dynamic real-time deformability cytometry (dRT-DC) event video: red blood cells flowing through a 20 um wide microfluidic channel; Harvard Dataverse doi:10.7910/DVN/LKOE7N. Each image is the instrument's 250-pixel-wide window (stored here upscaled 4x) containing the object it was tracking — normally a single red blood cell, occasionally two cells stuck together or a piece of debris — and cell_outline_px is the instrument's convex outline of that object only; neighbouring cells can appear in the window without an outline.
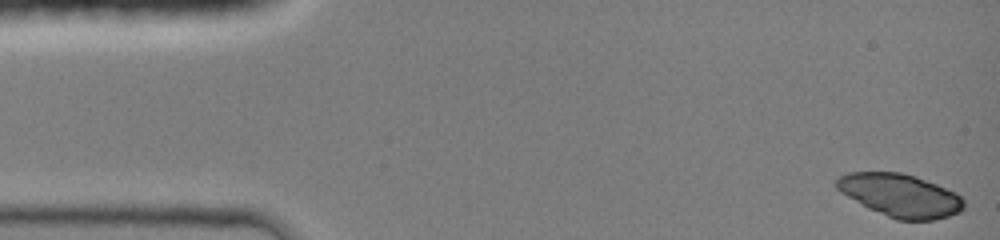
{"species": "common noctule bat (a hibernating species)", "species_latin": "Nyctalus noctula", "temperature_condition": "room temperature", "stored_images_in_passage": 20, "camera_frame_rate_fps": 3000, "um_per_image_px": 0.085, "animal": {"sex": "female", "body_mass_g": 19.0, "forearm_length_mm": 51.5}, "frame": {"image": 1, "passage_image": 1, "time_ms": 0.0, "image_size_px": [1000, 240], "cell_outline_px": [[964, 208], [960, 212], [936, 220], [896, 220], [868, 208], [840, 192], [836, 188], [836, 180], [840, 176], [848, 172], [900, 172], [936, 184], [956, 192], [964, 200]], "centroid_in_image_um": [76.52, 16.62], "position_along_channel_um": 8.5, "area_um2": 31.73}}